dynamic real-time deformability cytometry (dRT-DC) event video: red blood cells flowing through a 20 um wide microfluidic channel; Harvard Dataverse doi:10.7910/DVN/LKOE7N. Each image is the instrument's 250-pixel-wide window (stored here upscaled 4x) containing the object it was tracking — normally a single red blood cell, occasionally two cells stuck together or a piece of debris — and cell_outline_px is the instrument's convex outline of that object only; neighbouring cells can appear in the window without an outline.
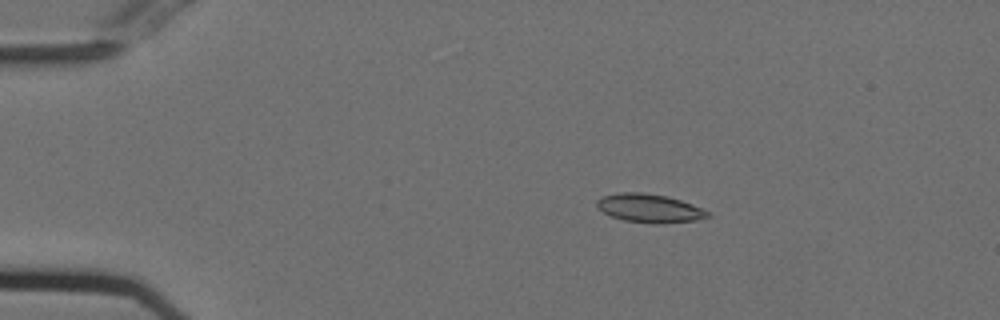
{"species": "Egyptian fruit bat (a non-hibernating species)", "species_latin": "Rousettus aegyptiacus", "temperature_condition": "cold", "stored_images_in_passage": 55, "camera_frame_rate_fps": 3000, "um_per_image_px": 0.085, "animal": {"sex": "female"}, "frame": {"image": 1, "passage_image": 11, "time_ms": 3.333, "image_size_px": [1000, 320], "cell_outline_px": [[712, 216], [696, 220], [656, 224], [652, 224], [624, 220], [612, 216], [596, 208], [596, 200], [604, 196], [620, 192], [644, 192], [668, 196], [692, 204], [712, 212]], "centroid_in_image_um": [55.23, 17.7], "position_along_channel_um": 29.8, "area_um2": 18.61}}
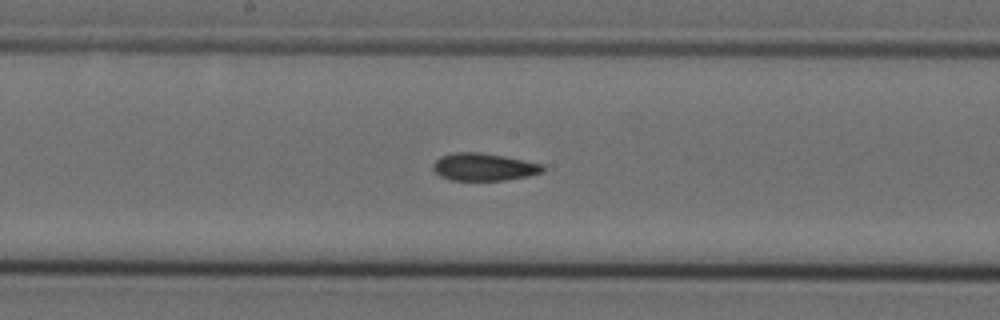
{"frame": {"image": 2, "passage_image": 30, "time_ms": 9.667, "image_size_px": [1000, 320], "cell_outline_px": [[544, 172], [528, 176], [504, 180], [452, 180], [440, 176], [432, 168], [432, 164], [440, 156], [456, 152], [480, 152], [504, 156], [544, 164]], "centroid_in_image_um": [41.13, 14.18], "position_along_channel_um": 207.1, "area_um2": 17.63}}
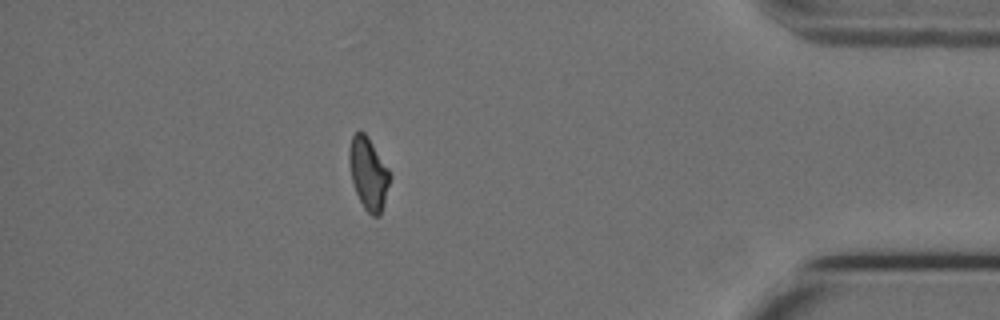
{"frame": {"image": 3, "passage_image": 49, "time_ms": 16.0, "image_size_px": [1000, 320], "cell_outline_px": [[392, 176], [380, 216], [372, 216], [364, 208], [356, 192], [352, 180], [348, 160], [348, 148], [352, 136], [356, 132], [364, 132], [368, 136], [388, 168]], "centroid_in_image_um": [31.32, 14.74], "position_along_channel_um": 403.9, "area_um2": 17.17}, "authors_computed_cell_mechanics": {"area_um2": 17.8024, "velocity_mm_per_s": 3.7391, "shape_relaxation_time_tau1_ms": 8.0085, "shape_relaxation_time_tau2_ms": 3.1213, "deformation_change_tau1": 0.171, "deformation_change_tau2": 0.0759}}